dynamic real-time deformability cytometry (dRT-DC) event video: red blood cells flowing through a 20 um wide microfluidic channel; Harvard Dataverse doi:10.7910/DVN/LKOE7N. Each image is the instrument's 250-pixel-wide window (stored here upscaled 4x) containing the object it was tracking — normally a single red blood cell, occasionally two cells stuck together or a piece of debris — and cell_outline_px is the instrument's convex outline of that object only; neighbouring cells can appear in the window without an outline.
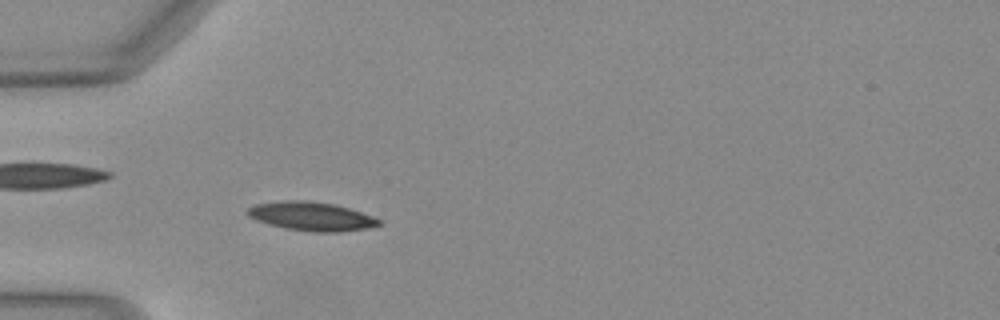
{"species": "Egyptian fruit bat (a non-hibernating species)", "species_latin": "Rousettus aegyptiacus", "temperature_condition": "warm", "stored_images_in_passage": 48, "camera_frame_rate_fps": 3000, "um_per_image_px": 0.085, "animal": {"sex": "female"}, "frame": {"image": 1, "passage_image": 14, "time_ms": 4.333, "image_size_px": [1000, 320], "cell_outline_px": [[380, 224], [364, 228], [336, 232], [316, 232], [288, 228], [268, 224], [256, 220], [248, 216], [244, 212], [248, 208], [256, 204], [280, 200], [304, 200], [336, 204], [372, 216], [380, 220]], "centroid_in_image_um": [26.4, 18.37], "position_along_channel_um": 58.6, "area_um2": 21.79}}
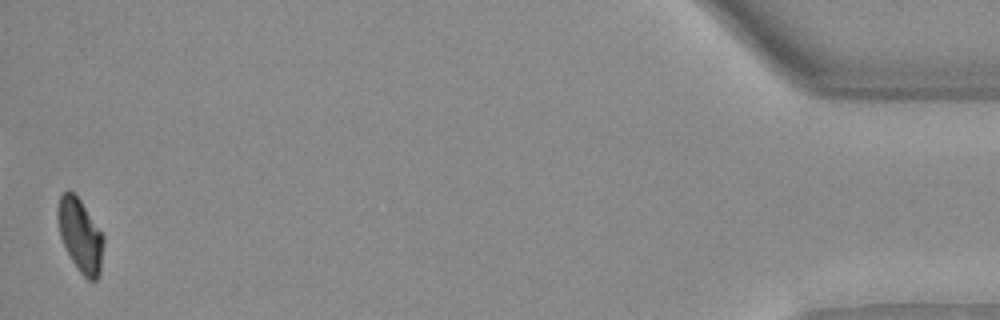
{"frame": {"image": 2, "passage_image": 48, "time_ms": 15.667, "image_size_px": [1000, 320], "cell_outline_px": [[104, 244], [100, 272], [96, 280], [88, 280], [80, 272], [72, 260], [60, 236], [56, 212], [60, 196], [68, 188], [80, 200], [104, 236]], "centroid_in_image_um": [6.82, 20.0], "position_along_channel_um": 428.4, "area_um2": 19.31}, "authors_computed_cell_mechanics": {"area_um2": 20.4901, "velocity_mm_per_s": 4.0948, "shape_relaxation_time_tau1_ms": 5.4477, "shape_relaxation_time_tau2_ms": 7.1865, "deformation_change_tau1": 0.1608, "deformation_change_tau2": 0.1366}}